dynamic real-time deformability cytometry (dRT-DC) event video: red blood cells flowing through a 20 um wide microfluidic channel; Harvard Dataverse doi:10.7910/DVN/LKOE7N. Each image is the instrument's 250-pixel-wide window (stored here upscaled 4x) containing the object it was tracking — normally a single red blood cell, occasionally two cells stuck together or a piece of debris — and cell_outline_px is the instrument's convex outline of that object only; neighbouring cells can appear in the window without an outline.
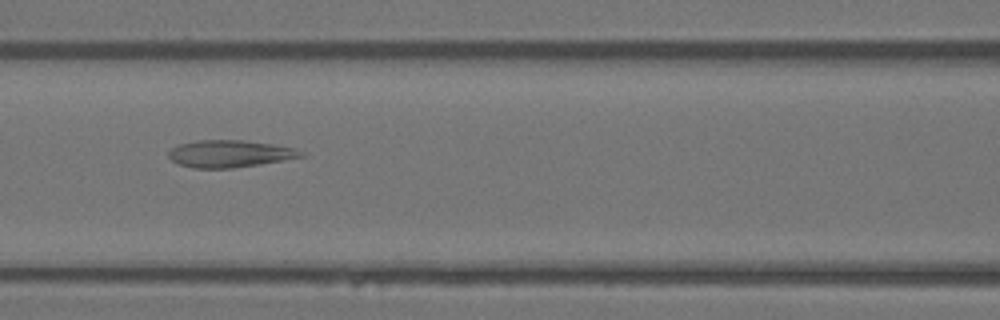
{"species": "Egyptian fruit bat (a non-hibernating species)", "species_latin": "Rousettus aegyptiacus", "temperature_condition": "warm", "stored_images_in_passage": 33, "camera_frame_rate_fps": 3000, "um_per_image_px": 0.085, "animal": {"sex": "female"}, "frame": {"image": 1, "passage_image": 7, "time_ms": 2.0, "image_size_px": [1000, 320], "cell_outline_px": [[304, 156], [284, 160], [260, 164], [232, 168], [192, 168], [180, 164], [172, 160], [168, 156], [168, 152], [172, 148], [180, 144], [196, 140], [244, 140], [272, 144], [296, 148], [304, 152]], "centroid_in_image_um": [19.54, 13.06], "position_along_channel_um": 147.1, "area_um2": 20.92}}
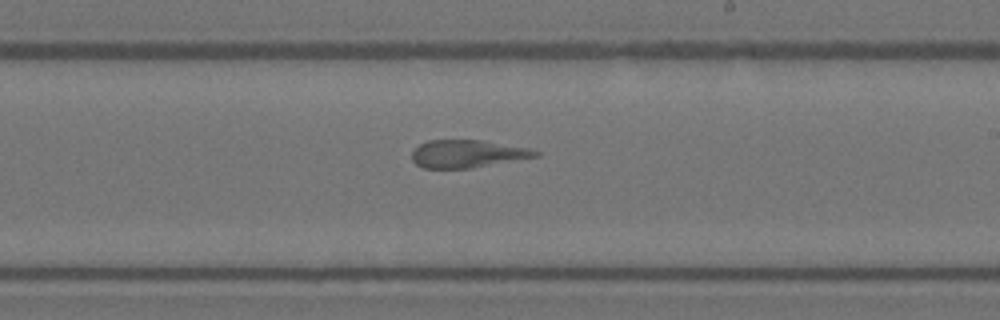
{"frame": {"image": 2, "passage_image": 14, "time_ms": 4.333, "image_size_px": [1000, 320], "cell_outline_px": [[540, 156], [472, 168], [424, 168], [416, 164], [412, 160], [412, 152], [420, 144], [428, 140], [484, 140], [528, 148], [540, 152]], "centroid_in_image_um": [39.74, 13.07], "position_along_channel_um": 249.3, "area_um2": 19.94}}
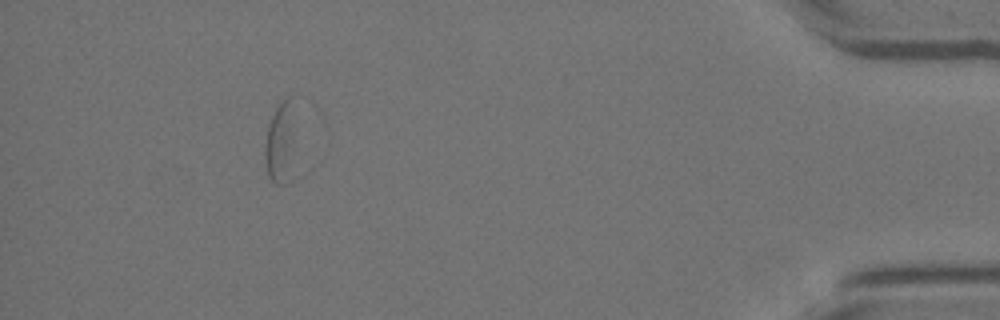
{"frame": {"image": 3, "passage_image": 29, "time_ms": 9.333, "image_size_px": [1000, 320], "cell_outline_px": [[292, 180], [288, 184], [276, 184], [268, 176], [264, 156], [264, 148], [268, 124], [276, 108], [288, 96], [292, 96]], "centroid_in_image_um": [23.8, 12.24], "position_along_channel_um": 411.4, "area_um2": 14.16}}